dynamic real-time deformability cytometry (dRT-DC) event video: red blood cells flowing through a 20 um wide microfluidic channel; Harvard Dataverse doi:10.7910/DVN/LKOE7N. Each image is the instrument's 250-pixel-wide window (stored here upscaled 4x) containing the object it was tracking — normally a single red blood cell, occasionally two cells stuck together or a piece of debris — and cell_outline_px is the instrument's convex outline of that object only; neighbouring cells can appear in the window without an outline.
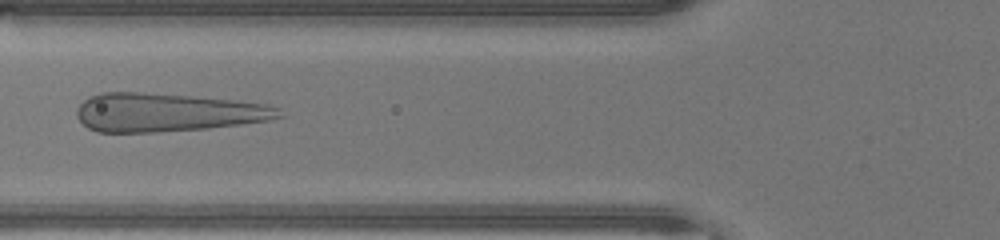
{"species": "human", "species_latin": "Homo sapiens", "temperature_condition": "warm", "stored_images_in_passage": 34, "camera_frame_rate_fps": 3000, "um_per_image_px": 0.085, "donor": {"sex": "male"}, "frame": {"image": 1, "passage_image": 5, "time_ms": 1.333, "image_size_px": [1000, 240], "cell_outline_px": [[284, 116], [272, 120], [208, 128], [156, 132], [96, 132], [88, 128], [76, 116], [76, 108], [88, 96], [100, 92], [140, 92], [192, 96], [236, 100], [268, 104], [280, 108]], "centroid_in_image_um": [14.22, 9.55], "position_along_channel_um": 111.6, "area_um2": 45.66}}
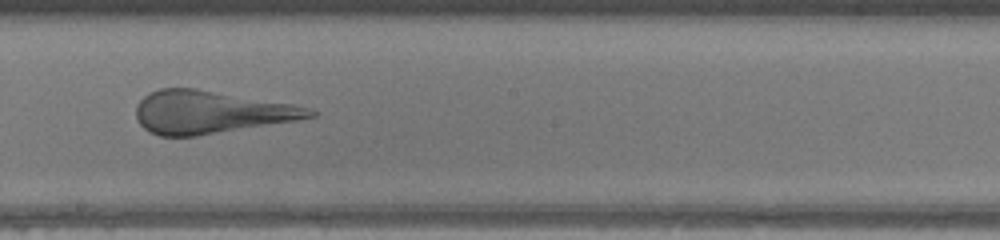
{"frame": {"image": 2, "passage_image": 13, "time_ms": 4.0, "image_size_px": [1000, 240], "cell_outline_px": [[316, 116], [296, 120], [196, 136], [160, 136], [144, 128], [140, 124], [136, 116], [136, 104], [144, 96], [160, 88], [196, 88], [292, 104], [308, 108], [316, 112]], "centroid_in_image_um": [17.86, 9.53], "position_along_channel_um": 230.3, "area_um2": 42.77}}
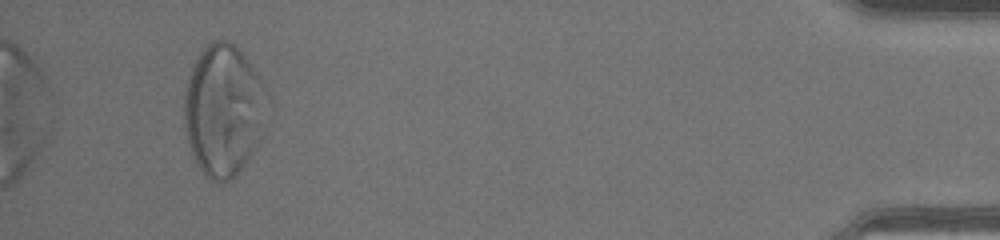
{"frame": {"image": 3, "passage_image": 31, "time_ms": 10.0, "image_size_px": [1000, 240], "cell_outline_px": [[272, 96], [256, 144], [248, 160], [236, 176], [228, 180], [212, 180], [204, 176], [188, 144], [184, 128], [184, 92], [192, 68], [200, 52], [212, 40], [228, 40], [248, 60]], "centroid_in_image_um": [19.01, 9.35], "position_along_channel_um": 416.2, "area_um2": 63.58}}